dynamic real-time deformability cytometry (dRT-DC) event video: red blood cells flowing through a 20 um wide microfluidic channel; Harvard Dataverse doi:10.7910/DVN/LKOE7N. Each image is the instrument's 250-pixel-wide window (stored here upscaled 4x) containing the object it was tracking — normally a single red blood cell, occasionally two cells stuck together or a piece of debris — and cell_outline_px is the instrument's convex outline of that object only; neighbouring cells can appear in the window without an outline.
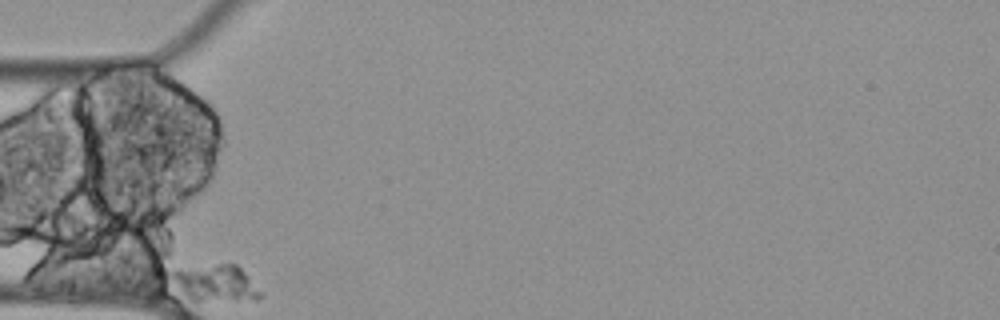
{"species": "Egyptian fruit bat (a non-hibernating species)", "species_latin": "Rousettus aegyptiacus", "temperature_condition": "cold", "stored_images_in_passage": 35, "camera_frame_rate_fps": 3000, "um_per_image_px": 0.085, "animal": {"sex": "female"}, "frame": {"image": 1, "passage_image": 1, "time_ms": 0.0, "image_size_px": [1000, 320], "cell_outline_px": [[264, 296], [236, 300], [176, 304], [148, 276], [148, 268], [220, 264], [236, 264], [248, 276]], "centroid_in_image_um": [17.37, 24.08], "position_along_channel_um": 67.6, "area_um2": 24.51}}
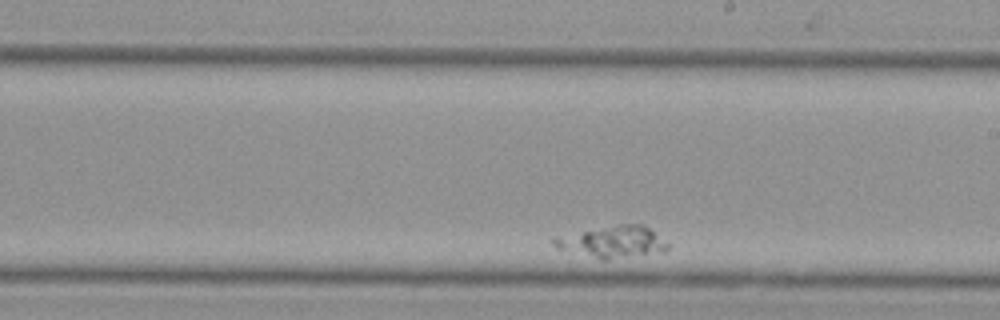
{"frame": {"image": 2, "passage_image": 20, "time_ms": 6.333, "image_size_px": [1000, 320], "cell_outline_px": [[672, 244], [664, 252], [608, 260], [600, 260], [556, 248], [552, 244], [552, 236], [620, 224], [640, 224], [648, 228]], "centroid_in_image_um": [52.06, 20.58], "position_along_channel_um": 236.9, "area_um2": 21.44}}
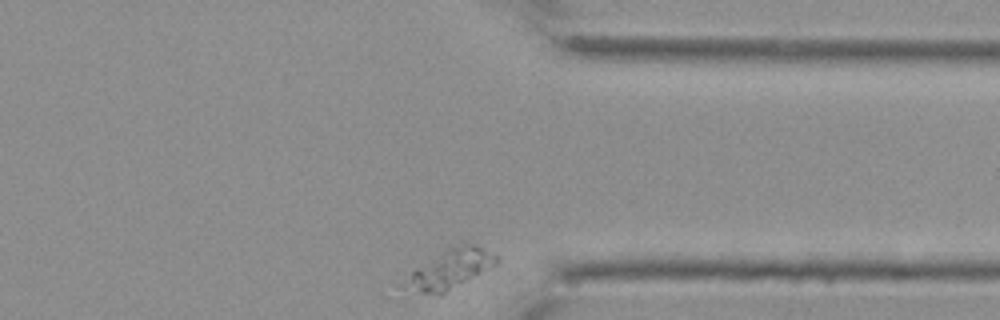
{"frame": {"image": 3, "passage_image": 35, "time_ms": 11.333, "image_size_px": [1000, 320], "cell_outline_px": [[500, 256], [496, 264], [440, 296], [420, 292], [396, 284], [416, 268], [444, 252], [452, 248], [464, 244], [476, 244], [496, 252]], "centroid_in_image_um": [38.27, 22.9], "position_along_channel_um": 373.1, "area_um2": 20.63}}